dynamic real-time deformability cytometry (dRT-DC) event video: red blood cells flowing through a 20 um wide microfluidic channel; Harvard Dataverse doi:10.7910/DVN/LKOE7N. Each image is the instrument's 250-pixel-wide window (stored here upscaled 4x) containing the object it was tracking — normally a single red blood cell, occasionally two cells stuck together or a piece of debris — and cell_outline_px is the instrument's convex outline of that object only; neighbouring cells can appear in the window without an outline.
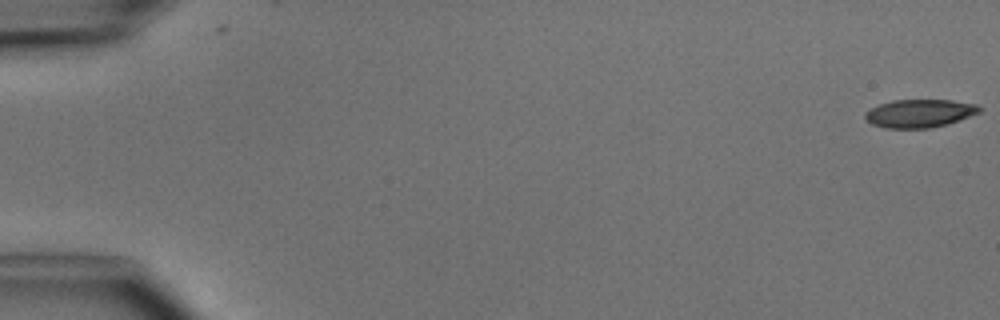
{"species": "common noctule bat (a hibernating species)", "species_latin": "Nyctalus noctula", "temperature_condition": "cold", "stored_images_in_passage": 3, "camera_frame_rate_fps": 3000, "um_per_image_px": 0.085, "animal": {"sex": "male", "body_mass_g": 15.6}, "frame": {"image": 1, "passage_image": 1, "time_ms": 0.0, "image_size_px": [1000, 320], "cell_outline_px": [[984, 108], [980, 112], [948, 124], [928, 128], [884, 128], [872, 124], [864, 116], [864, 112], [880, 104], [892, 100], [952, 100], [976, 104]], "centroid_in_image_um": [78.18, 9.63], "position_along_channel_um": 6.8, "area_um2": 18.73}}